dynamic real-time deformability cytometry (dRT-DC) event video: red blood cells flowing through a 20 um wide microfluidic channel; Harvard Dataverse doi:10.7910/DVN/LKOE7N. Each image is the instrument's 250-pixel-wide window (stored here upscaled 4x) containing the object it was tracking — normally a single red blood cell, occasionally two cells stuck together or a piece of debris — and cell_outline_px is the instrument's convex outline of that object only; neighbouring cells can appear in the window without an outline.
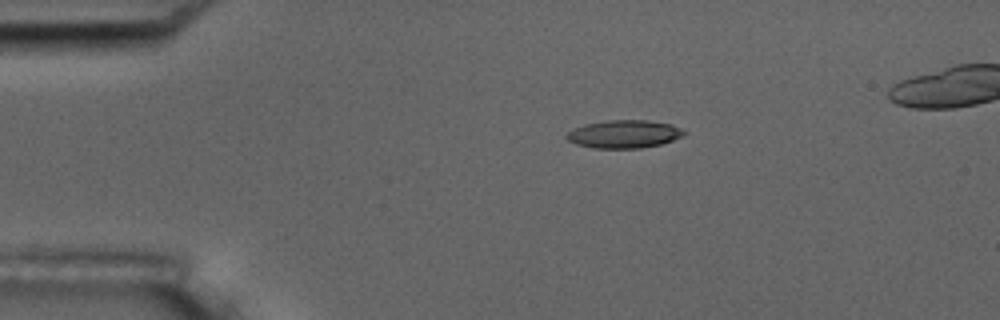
{"species": "common noctule bat (a hibernating species)", "species_latin": "Nyctalus noctula", "temperature_condition": "room temperature", "stored_images_in_passage": 7, "camera_frame_rate_fps": 3000, "um_per_image_px": 0.085, "animal": {"sex": "male", "body_mass_g": 17.5, "forearm_length_mm": 52.3}, "frame": {"image": 1, "passage_image": 3, "time_ms": 3.333, "image_size_px": [1000, 320], "cell_outline_px": [[688, 132], [684, 136], [660, 144], [640, 148], [592, 148], [576, 144], [568, 140], [564, 136], [572, 128], [584, 124], [608, 120], [648, 120], [672, 124]], "centroid_in_image_um": [53.04, 11.39], "position_along_channel_um": 32.0, "area_um2": 19.31}}